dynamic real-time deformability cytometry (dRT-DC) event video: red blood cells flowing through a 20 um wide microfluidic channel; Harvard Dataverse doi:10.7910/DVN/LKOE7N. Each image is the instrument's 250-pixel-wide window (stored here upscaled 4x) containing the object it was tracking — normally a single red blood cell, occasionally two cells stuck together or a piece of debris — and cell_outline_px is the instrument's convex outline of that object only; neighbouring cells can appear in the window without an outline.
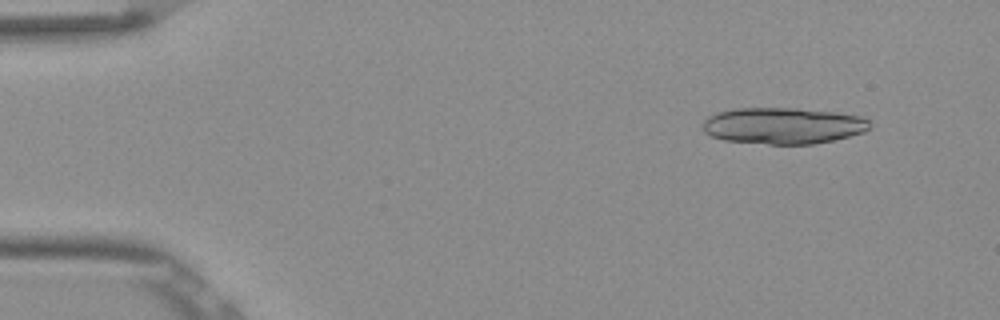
{"species": "Egyptian fruit bat (a non-hibernating species)", "species_latin": "Rousettus aegyptiacus", "temperature_condition": "room temperature", "stored_images_in_passage": 16, "camera_frame_rate_fps": 3000, "um_per_image_px": 0.085, "frame": {"image": 1, "passage_image": 5, "time_ms": 1.333, "image_size_px": [1000, 320], "cell_outline_px": [[872, 128], [864, 132], [832, 140], [812, 144], [768, 144], [724, 140], [712, 136], [704, 132], [704, 120], [708, 116], [732, 108], [796, 108], [832, 112], [860, 116], [868, 120], [872, 124]], "centroid_in_image_um": [66.57, 10.68], "position_along_channel_um": 18.4, "area_um2": 35.32}}